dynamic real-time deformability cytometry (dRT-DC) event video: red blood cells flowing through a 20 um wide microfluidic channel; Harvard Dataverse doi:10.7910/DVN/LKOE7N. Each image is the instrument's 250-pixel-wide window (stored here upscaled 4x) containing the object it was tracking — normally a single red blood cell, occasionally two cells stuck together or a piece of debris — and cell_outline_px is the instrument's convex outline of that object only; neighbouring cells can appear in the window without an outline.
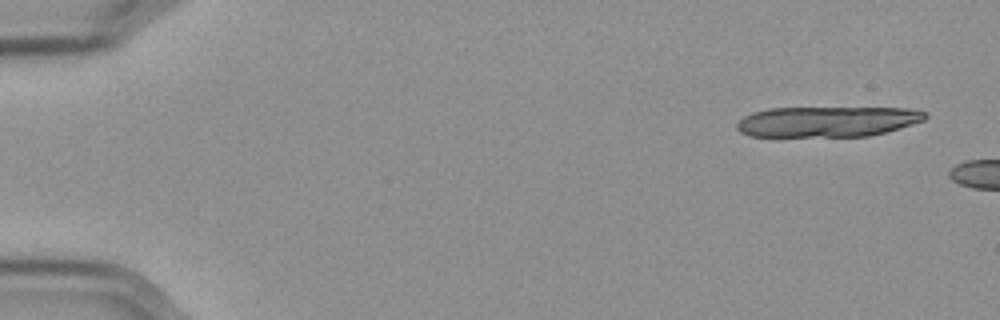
{"species": "Egyptian fruit bat (a non-hibernating species)", "species_latin": "Rousettus aegyptiacus", "temperature_condition": "cold", "stored_images_in_passage": 5, "camera_frame_rate_fps": 3000, "um_per_image_px": 0.085, "frame": {"image": 1, "passage_image": 1, "time_ms": 0.0, "image_size_px": [1000, 320], "cell_outline_px": [[928, 116], [924, 120], [900, 128], [868, 136], [748, 136], [740, 132], [736, 128], [736, 124], [744, 116], [752, 112], [768, 108], [908, 108], [928, 112]], "centroid_in_image_um": [70.31, 10.33], "position_along_channel_um": 14.7, "area_um2": 33.47}}